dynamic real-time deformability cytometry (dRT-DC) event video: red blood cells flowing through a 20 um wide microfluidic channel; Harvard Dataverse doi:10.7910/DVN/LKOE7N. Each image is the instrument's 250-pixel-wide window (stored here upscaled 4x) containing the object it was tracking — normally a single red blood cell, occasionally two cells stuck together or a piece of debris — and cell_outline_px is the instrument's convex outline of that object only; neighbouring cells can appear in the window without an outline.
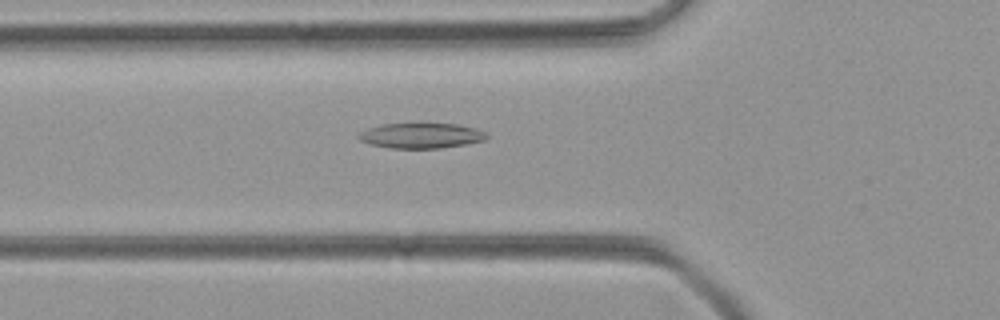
{"species": "common noctule bat (a hibernating species)", "species_latin": "Nyctalus noctula", "temperature_condition": "room temperature", "stored_images_in_passage": 50, "camera_frame_rate_fps": 3000, "um_per_image_px": 0.085, "animal": {"sex": "female", "body_mass_g": 21.9}, "frame": {"image": 1, "passage_image": 18, "time_ms": 5.667, "image_size_px": [1000, 320], "cell_outline_px": [[488, 136], [484, 140], [464, 144], [440, 148], [392, 148], [372, 144], [360, 140], [356, 136], [360, 132], [368, 128], [384, 124], [456, 124], [476, 128], [484, 132]], "centroid_in_image_um": [35.79, 11.53], "position_along_channel_um": 90.0, "area_um2": 18.5}}
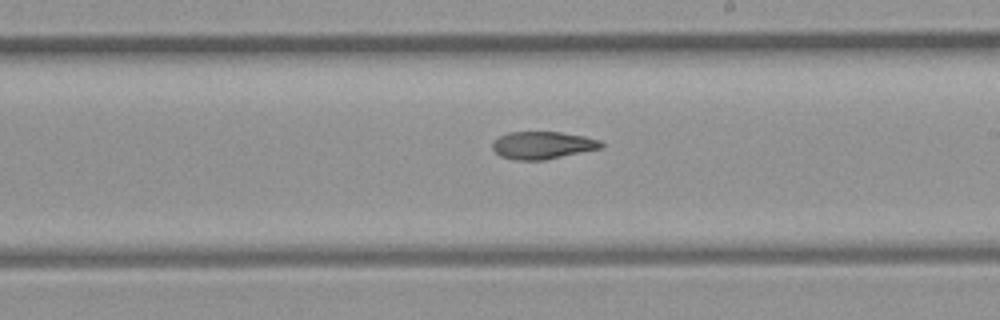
{"frame": {"image": 2, "passage_image": 29, "time_ms": 9.333, "image_size_px": [1000, 320], "cell_outline_px": [[604, 148], [544, 160], [516, 160], [500, 156], [492, 148], [492, 144], [500, 136], [508, 132], [560, 132], [584, 136], [600, 140], [604, 144]], "centroid_in_image_um": [46.16, 12.35], "position_along_channel_um": 242.8, "area_um2": 17.46}}
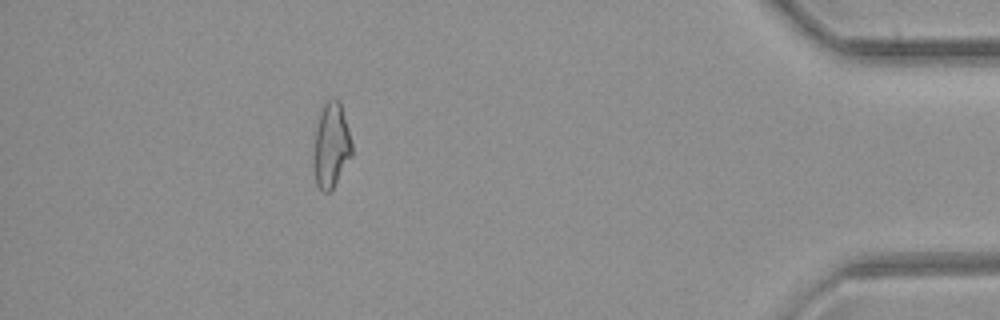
{"frame": {"image": 3, "passage_image": 45, "time_ms": 14.667, "image_size_px": [1000, 320], "cell_outline_px": [[352, 156], [332, 188], [328, 192], [324, 192], [316, 184], [316, 128], [320, 112], [324, 100], [340, 100], [348, 128], [352, 144]], "centroid_in_image_um": [28.2, 12.3], "position_along_channel_um": 407.0, "area_um2": 18.15}}